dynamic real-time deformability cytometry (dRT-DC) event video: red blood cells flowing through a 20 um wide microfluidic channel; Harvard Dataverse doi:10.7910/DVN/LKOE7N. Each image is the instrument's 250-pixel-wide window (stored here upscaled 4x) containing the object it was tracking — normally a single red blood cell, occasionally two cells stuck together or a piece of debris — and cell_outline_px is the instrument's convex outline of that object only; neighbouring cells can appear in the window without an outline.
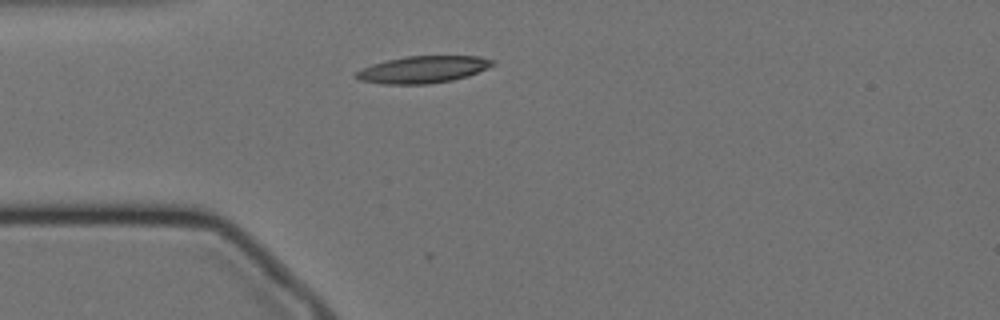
{"species": "Egyptian fruit bat (a non-hibernating species)", "species_latin": "Rousettus aegyptiacus", "temperature_condition": "cold", "stored_images_in_passage": 31, "camera_frame_rate_fps": 3000, "um_per_image_px": 0.085, "animal": {"sex": "female"}, "frame": {"image": 1, "passage_image": 1, "time_ms": 0.0, "image_size_px": [1000, 320], "cell_outline_px": [[496, 64], [488, 68], [468, 76], [452, 80], [428, 84], [384, 84], [360, 80], [352, 76], [356, 72], [372, 64], [388, 60], [408, 56], [480, 56], [496, 60]], "centroid_in_image_um": [36.0, 5.91], "position_along_channel_um": 49.0, "area_um2": 21.5}}
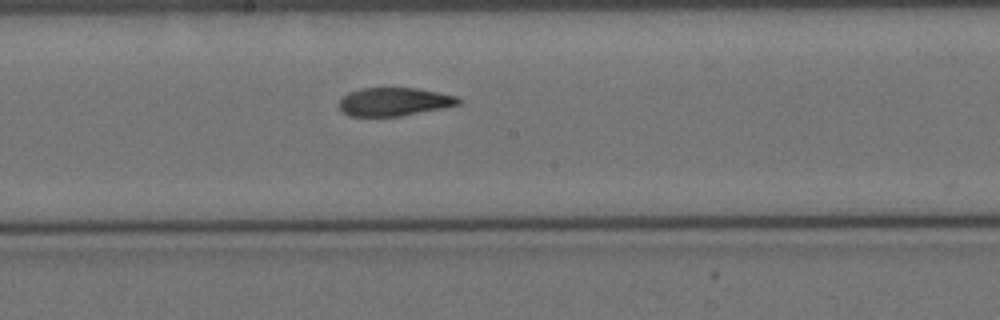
{"frame": {"image": 2, "passage_image": 16, "time_ms": 5.0, "image_size_px": [1000, 320], "cell_outline_px": [[460, 104], [444, 108], [400, 116], [348, 116], [340, 108], [340, 100], [348, 92], [360, 88], [416, 88], [456, 96], [460, 100]], "centroid_in_image_um": [33.49, 8.65], "position_along_channel_um": 214.7, "area_um2": 19.54}}
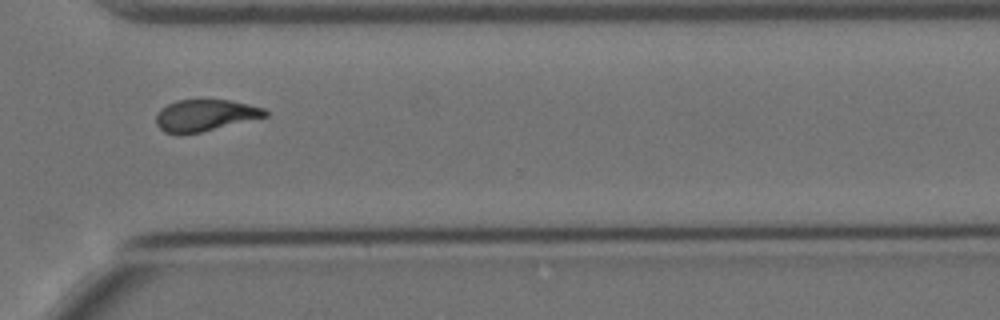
{"frame": {"image": 3, "passage_image": 28, "time_ms": 9.0, "image_size_px": [1000, 320], "cell_outline_px": [[268, 116], [200, 132], [180, 136], [164, 132], [156, 124], [156, 116], [160, 108], [176, 100], [228, 100], [248, 104], [264, 108], [268, 112]], "centroid_in_image_um": [17.39, 9.82], "position_along_channel_um": 353.2, "area_um2": 20.17}, "authors_computed_cell_mechanics": {"area_um2": 20.9236, "velocity_mm_per_s": 3.4732, "shape_relaxation_time_tau1_ms": 6.3613, "shape_relaxation_time_tau2_ms": 3.3087, "deformation_change_tau1": 0.1866, "deformation_change_tau2": 0.1097}}